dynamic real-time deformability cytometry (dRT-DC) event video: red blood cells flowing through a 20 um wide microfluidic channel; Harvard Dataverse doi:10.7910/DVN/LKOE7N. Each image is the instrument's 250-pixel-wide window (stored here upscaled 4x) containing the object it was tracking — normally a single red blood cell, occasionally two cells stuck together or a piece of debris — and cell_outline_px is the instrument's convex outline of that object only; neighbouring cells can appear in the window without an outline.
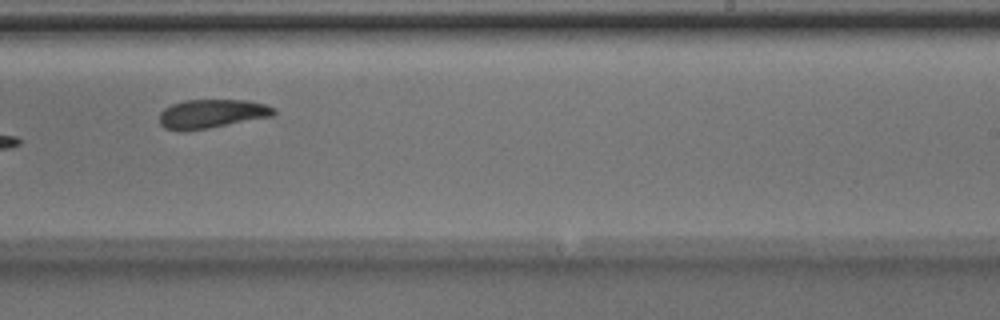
{"species": "Egyptian fruit bat (a non-hibernating species)", "species_latin": "Rousettus aegyptiacus", "temperature_condition": "room temperature", "stored_images_in_passage": 8, "camera_frame_rate_fps": 3000, "um_per_image_px": 0.085, "animal": {"sex": "male"}, "frame": {"image": 1, "passage_image": 8, "time_ms": 2.333, "image_size_px": [1000, 320], "cell_outline_px": [[276, 112], [272, 116], [208, 128], [184, 132], [180, 132], [164, 128], [160, 124], [160, 112], [164, 108], [172, 104], [184, 100], [244, 100], [264, 104], [276, 108]], "centroid_in_image_um": [17.95, 9.68], "position_along_channel_um": 271.0, "area_um2": 19.31}}